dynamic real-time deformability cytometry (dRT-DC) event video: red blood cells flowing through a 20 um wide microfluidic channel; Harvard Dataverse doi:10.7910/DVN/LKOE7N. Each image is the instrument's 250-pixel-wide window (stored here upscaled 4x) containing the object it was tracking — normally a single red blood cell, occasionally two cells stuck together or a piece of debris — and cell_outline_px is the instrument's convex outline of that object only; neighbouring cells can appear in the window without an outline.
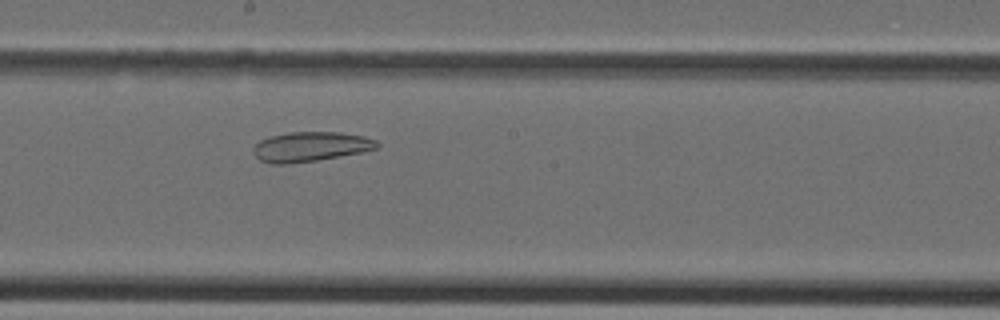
{"species": "Egyptian fruit bat (a non-hibernating species)", "species_latin": "Rousettus aegyptiacus", "temperature_condition": "cold", "stored_images_in_passage": 31, "camera_frame_rate_fps": 3000, "um_per_image_px": 0.085, "animal": {"sex": "female"}, "frame": {"image": 1, "passage_image": 14, "time_ms": 4.333, "image_size_px": [1000, 320], "cell_outline_px": [[380, 144], [376, 148], [364, 152], [316, 160], [288, 164], [272, 164], [260, 160], [252, 152], [252, 148], [260, 140], [272, 136], [288, 132], [340, 132], [364, 136], [376, 140]], "centroid_in_image_um": [26.39, 12.47], "position_along_channel_um": 221.8, "area_um2": 21.44}}
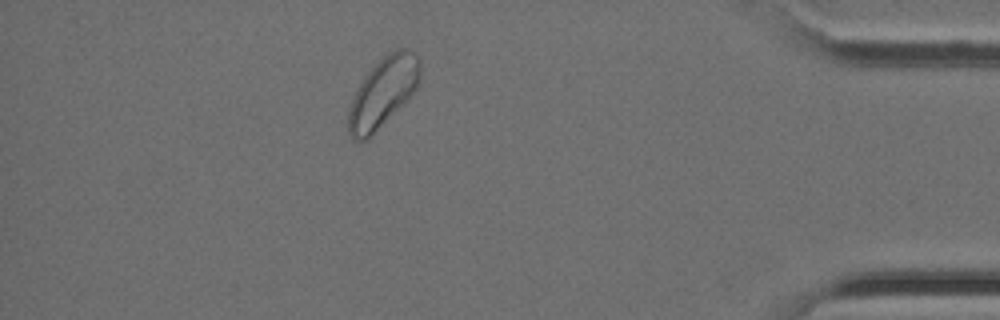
{"frame": {"image": 2, "passage_image": 27, "time_ms": 8.667, "image_size_px": [1000, 320], "cell_outline_px": [[420, 80], [416, 88], [408, 100], [368, 140], [352, 140], [348, 132], [348, 108], [352, 96], [364, 76], [384, 56], [396, 48], [408, 48], [420, 60]], "centroid_in_image_um": [32.54, 7.89], "position_along_channel_um": 402.7, "area_um2": 29.36}}